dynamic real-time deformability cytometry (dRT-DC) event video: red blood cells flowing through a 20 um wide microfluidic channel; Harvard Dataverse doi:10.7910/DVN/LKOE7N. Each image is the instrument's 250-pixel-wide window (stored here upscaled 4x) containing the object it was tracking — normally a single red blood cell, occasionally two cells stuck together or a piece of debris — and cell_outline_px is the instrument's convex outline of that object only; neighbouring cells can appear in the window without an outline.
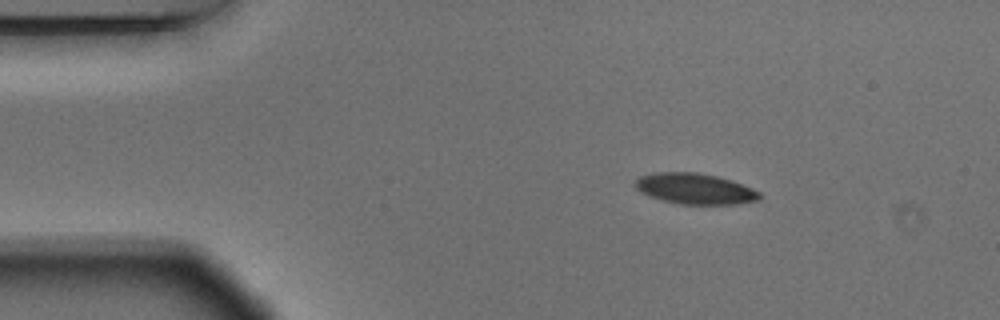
{"species": "Egyptian fruit bat (a non-hibernating species)", "species_latin": "Rousettus aegyptiacus", "temperature_condition": "warm", "stored_images_in_passage": 47, "camera_frame_rate_fps": 3000, "um_per_image_px": 0.085, "animal": {"sex": "male"}, "frame": {"image": 1, "passage_image": 1, "time_ms": 0.0, "image_size_px": [1000, 320], "cell_outline_px": [[760, 196], [756, 200], [732, 204], [680, 204], [664, 200], [652, 196], [636, 188], [636, 180], [640, 176], [652, 172], [696, 172], [716, 176], [732, 180], [752, 188], [760, 192]], "centroid_in_image_um": [59.08, 16.02], "position_along_channel_um": 25.9, "area_um2": 21.91}}
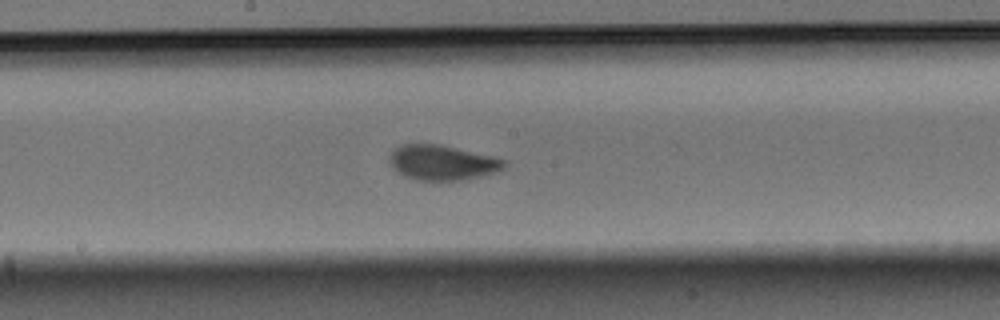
{"frame": {"image": 2, "passage_image": 21, "time_ms": 6.667, "image_size_px": [1000, 320], "cell_outline_px": [[508, 164], [504, 168], [496, 172], [480, 176], [460, 180], [416, 180], [404, 176], [396, 172], [392, 168], [388, 160], [388, 156], [400, 144], [440, 144], [492, 156], [508, 160]], "centroid_in_image_um": [37.58, 13.82], "position_along_channel_um": 210.6, "area_um2": 23.58}}
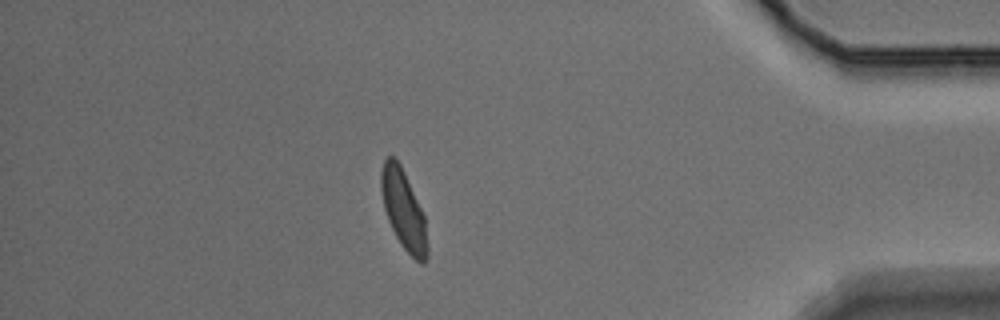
{"frame": {"image": 3, "passage_image": 40, "time_ms": 13.0, "image_size_px": [1000, 320], "cell_outline_px": [[428, 260], [424, 264], [420, 264], [400, 244], [388, 220], [384, 208], [380, 188], [380, 172], [384, 160], [388, 156], [396, 156], [404, 172], [424, 216], [428, 248]], "centroid_in_image_um": [34.29, 17.84], "position_along_channel_um": 400.9, "area_um2": 21.33}, "authors_computed_cell_mechanics": {"area_um2": 22.4842, "velocity_mm_per_s": 3.6603, "shape_relaxation_time_tau1_ms": 2.7756, "shape_relaxation_time_tau2_ms": 0.9177, "deformation_change_tau1": 0.1278, "deformation_change_tau2": 0.0559}}